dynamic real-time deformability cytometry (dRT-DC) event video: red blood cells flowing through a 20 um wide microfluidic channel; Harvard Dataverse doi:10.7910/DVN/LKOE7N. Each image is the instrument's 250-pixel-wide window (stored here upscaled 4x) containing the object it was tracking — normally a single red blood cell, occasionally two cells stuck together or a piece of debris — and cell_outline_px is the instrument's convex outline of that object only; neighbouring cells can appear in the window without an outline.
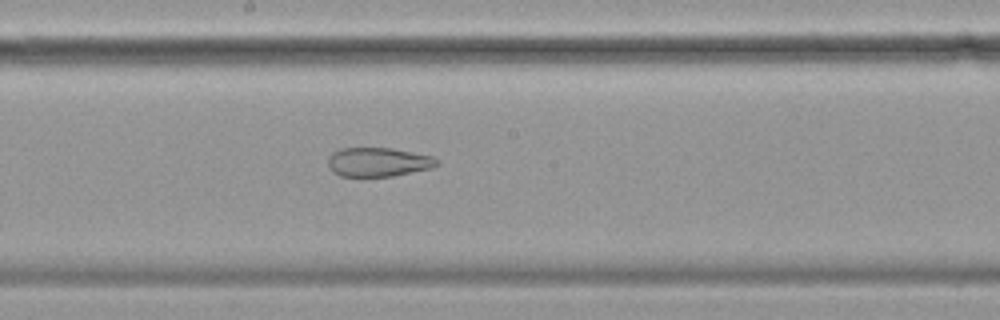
{"species": "common noctule bat (a hibernating species)", "species_latin": "Nyctalus noctula", "temperature_condition": "cold", "stored_images_in_passage": 48, "camera_frame_rate_fps": 3000, "um_per_image_px": 0.085, "animal": {"sex": "female", "body_mass_g": 19.9}, "frame": {"image": 1, "passage_image": 21, "time_ms": 6.667, "image_size_px": [1000, 320], "cell_outline_px": [[440, 164], [432, 168], [392, 176], [340, 176], [332, 172], [328, 168], [328, 156], [332, 152], [340, 148], [392, 148], [432, 156]], "centroid_in_image_um": [32.1, 13.77], "position_along_channel_um": 216.1, "area_um2": 18.5}, "authors_computed_cell_mechanics": {"area_um2": 26.9348, "velocity_mm_per_s": 3.4823, "shape_relaxation_time_tau1_ms": null, "shape_relaxation_time_tau2_ms": 3.2355, "deformation_change_tau1": null, "deformation_change_tau2": 0.1103}}